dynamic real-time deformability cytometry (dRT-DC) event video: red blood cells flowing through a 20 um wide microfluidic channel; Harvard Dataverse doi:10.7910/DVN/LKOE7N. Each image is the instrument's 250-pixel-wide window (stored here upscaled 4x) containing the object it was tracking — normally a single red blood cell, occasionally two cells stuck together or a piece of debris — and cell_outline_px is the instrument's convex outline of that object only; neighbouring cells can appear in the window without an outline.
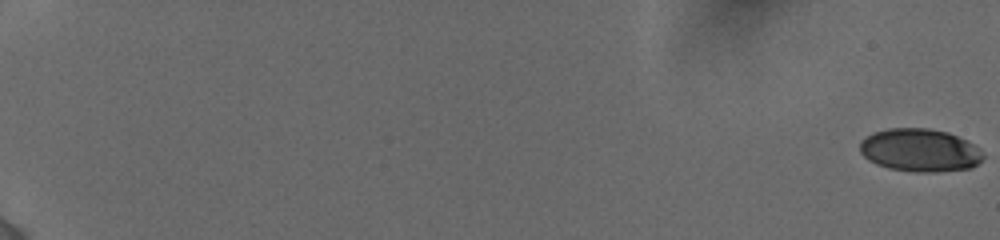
{"species": "human", "species_latin": "Homo sapiens", "temperature_condition": "cold", "stored_images_in_passage": 21, "camera_frame_rate_fps": 3000, "um_per_image_px": 0.085, "donor": {"sex": "female"}, "frame": {"image": 1, "passage_image": 1, "time_ms": 0.0, "image_size_px": [1000, 240], "cell_outline_px": [[984, 156], [972, 168], [936, 172], [916, 172], [888, 168], [876, 164], [868, 160], [860, 152], [860, 140], [876, 132], [888, 128], [928, 128], [948, 132], [980, 148], [984, 152]], "centroid_in_image_um": [78.19, 12.77], "position_along_channel_um": 6.8, "area_um2": 30.81}}
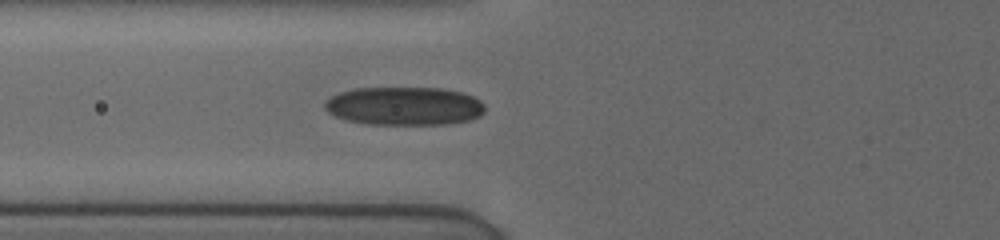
{"frame": {"image": 2, "passage_image": 15, "time_ms": 8.333, "image_size_px": [1000, 240], "cell_outline_px": [[484, 112], [480, 116], [472, 120], [448, 124], [368, 124], [348, 120], [336, 116], [328, 112], [324, 108], [324, 100], [340, 92], [356, 88], [440, 88], [460, 92], [472, 96], [480, 100], [484, 104]], "centroid_in_image_um": [34.37, 9.01], "position_along_channel_um": 91.4, "area_um2": 35.89}}
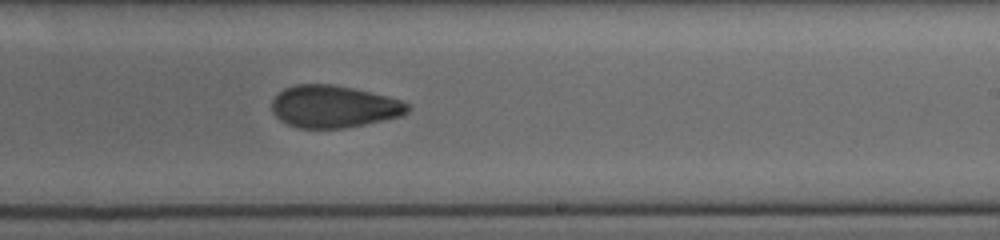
{"frame": {"image": 3, "passage_image": 21, "time_ms": 12.667, "image_size_px": [1000, 240], "cell_outline_px": [[412, 108], [408, 112], [400, 116], [364, 124], [344, 128], [300, 128], [288, 124], [280, 120], [272, 112], [272, 100], [284, 88], [296, 84], [332, 84], [352, 88], [388, 96], [400, 100], [408, 104]], "centroid_in_image_um": [28.37, 9.05], "position_along_channel_um": 260.6, "area_um2": 33.29}}